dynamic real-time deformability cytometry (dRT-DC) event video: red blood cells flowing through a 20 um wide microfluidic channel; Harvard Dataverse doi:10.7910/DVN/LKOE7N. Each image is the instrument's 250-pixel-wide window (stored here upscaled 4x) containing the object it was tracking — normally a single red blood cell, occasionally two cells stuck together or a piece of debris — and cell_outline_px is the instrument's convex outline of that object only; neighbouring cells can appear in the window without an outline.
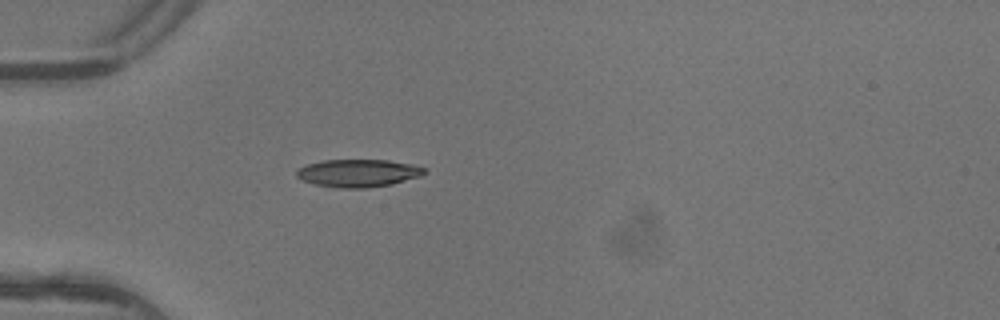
{"species": "common noctule bat (a hibernating species)", "species_latin": "Nyctalus noctula", "temperature_condition": "warm", "stored_images_in_passage": 1, "camera_frame_rate_fps": 3000, "um_per_image_px": 0.085, "animal": {"sex": "female"}, "frame": {"image": 1, "passage_image": 1, "time_ms": 0.0, "image_size_px": [1000, 320], "cell_outline_px": [[428, 172], [420, 176], [392, 184], [368, 188], [340, 188], [312, 184], [296, 176], [296, 172], [300, 168], [308, 164], [324, 160], [388, 160], [428, 168]], "centroid_in_image_um": [30.47, 14.72], "position_along_channel_um": 54.5, "area_um2": 20.58}}